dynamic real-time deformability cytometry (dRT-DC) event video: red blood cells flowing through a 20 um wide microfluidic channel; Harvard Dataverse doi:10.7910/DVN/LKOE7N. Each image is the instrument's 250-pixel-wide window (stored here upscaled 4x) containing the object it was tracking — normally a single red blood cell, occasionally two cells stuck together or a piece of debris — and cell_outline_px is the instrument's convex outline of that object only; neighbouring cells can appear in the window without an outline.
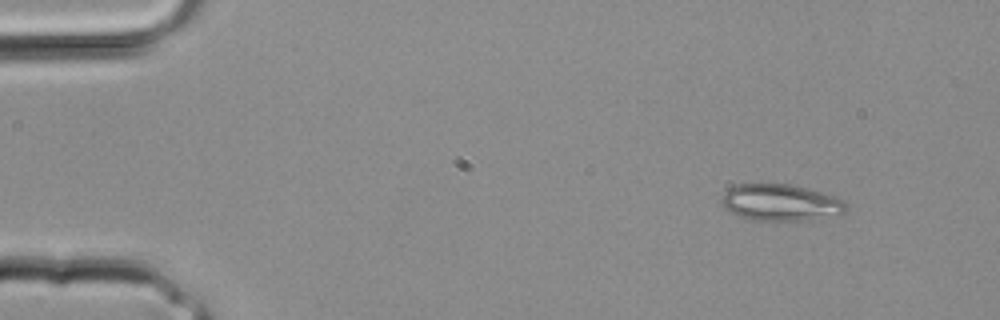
{"species": "common noctule bat (a hibernating species)", "species_latin": "Nyctalus noctula", "temperature_condition": "room temperature", "stored_images_in_passage": 30, "camera_frame_rate_fps": 3000, "um_per_image_px": 0.085, "animal": {"sex": "male", "body_mass_g": 20.4}, "frame": {"image": 1, "passage_image": 1, "time_ms": 0.0, "image_size_px": [1000, 320], "cell_outline_px": [[848, 208], [844, 212], [812, 220], [748, 220], [728, 212], [720, 204], [720, 200], [724, 192], [728, 188], [736, 184], [792, 184], [808, 188], [844, 200], [848, 204]], "centroid_in_image_um": [66.29, 17.22], "position_along_channel_um": 18.7, "area_um2": 26.82}}
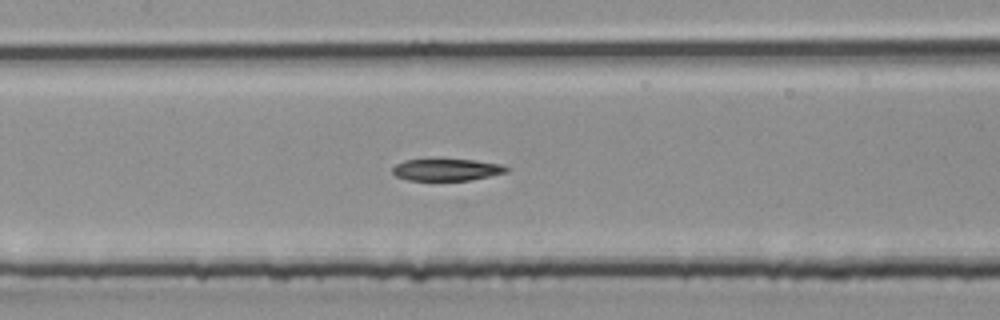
{"frame": {"image": 2, "passage_image": 13, "time_ms": 4.0, "image_size_px": [1000, 320], "cell_outline_px": [[508, 172], [468, 180], [408, 180], [396, 176], [392, 172], [392, 168], [396, 164], [404, 160], [472, 160], [504, 164], [508, 168]], "centroid_in_image_um": [37.97, 14.43], "position_along_channel_um": 169.4, "area_um2": 14.33}}
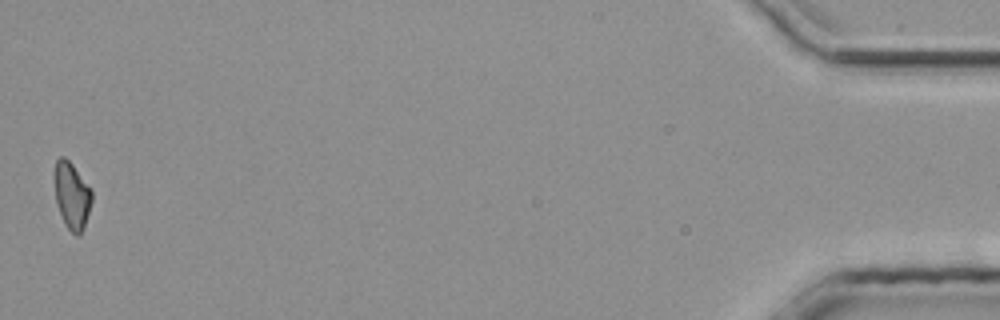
{"frame": {"image": 3, "passage_image": 30, "time_ms": 9.667, "image_size_px": [1000, 320], "cell_outline_px": [[92, 200], [84, 228], [80, 236], [76, 236], [68, 228], [56, 204], [56, 160], [60, 156], [64, 156], [72, 164], [92, 192]], "centroid_in_image_um": [6.13, 16.66], "position_along_channel_um": 429.1, "area_um2": 13.99}}